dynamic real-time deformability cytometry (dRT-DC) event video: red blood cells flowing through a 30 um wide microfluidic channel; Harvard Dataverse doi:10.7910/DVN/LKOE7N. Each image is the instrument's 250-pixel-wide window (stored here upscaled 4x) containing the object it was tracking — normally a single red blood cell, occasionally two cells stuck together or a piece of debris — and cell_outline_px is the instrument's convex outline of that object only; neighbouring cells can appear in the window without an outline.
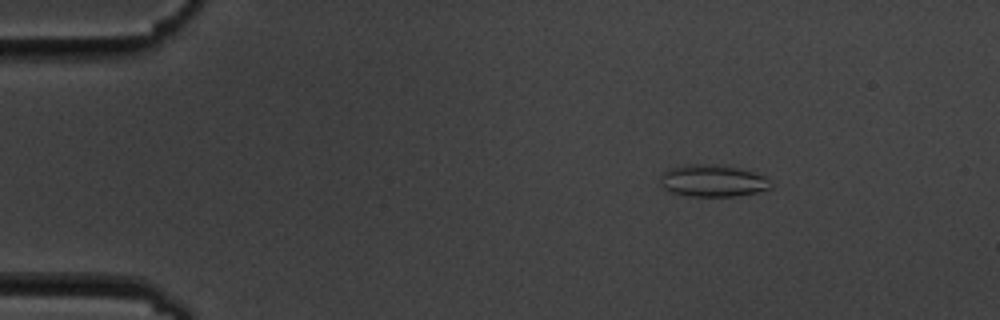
{"species": "common noctule bat (a hibernating species)", "species_latin": "Nyctalus noctula", "temperature_condition": "cold", "stored_images_in_passage": 6, "camera_frame_rate_fps": 3000, "um_per_image_px": 0.085, "animal": {"sex": "male", "body_mass_g": 19.5, "forearm_length_mm": 54.6}, "frame": {"image": 1, "passage_image": 3, "time_ms": 2.333, "image_size_px": [1000, 320], "cell_outline_px": [[772, 188], [756, 192], [736, 196], [688, 196], [668, 192], [660, 184], [664, 172], [680, 164], [724, 164], [744, 168], [764, 176], [768, 180]], "centroid_in_image_um": [60.59, 15.35], "position_along_channel_um": 24.4, "area_um2": 20.87}}